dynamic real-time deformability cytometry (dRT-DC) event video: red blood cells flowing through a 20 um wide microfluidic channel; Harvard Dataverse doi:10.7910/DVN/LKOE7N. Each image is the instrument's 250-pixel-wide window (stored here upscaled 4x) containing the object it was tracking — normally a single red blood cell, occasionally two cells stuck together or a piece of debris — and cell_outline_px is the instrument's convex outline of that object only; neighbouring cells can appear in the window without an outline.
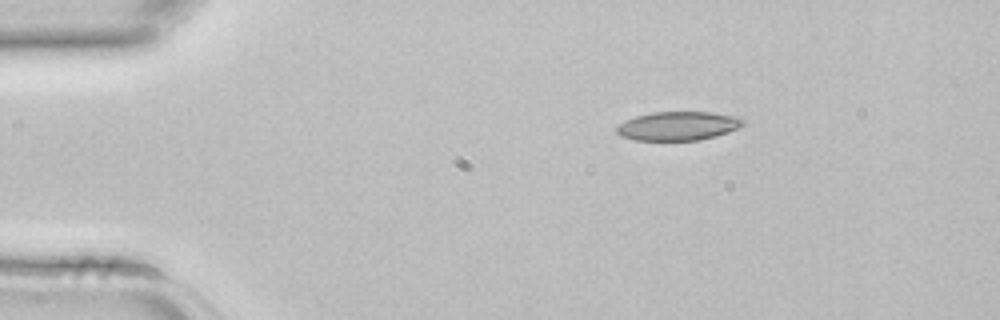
{"species": "common noctule bat (a hibernating species)", "species_latin": "Nyctalus noctula", "temperature_condition": "room temperature", "stored_images_in_passage": 2, "camera_frame_rate_fps": 3000, "um_per_image_px": 0.085, "animal": {"sex": "female", "body_mass_g": 22.7, "forearm_length_mm": 54.2}, "frame": {"image": 1, "passage_image": 1, "time_ms": 0.0, "image_size_px": [1000, 320], "cell_outline_px": [[744, 124], [728, 132], [716, 136], [700, 140], [636, 140], [620, 136], [616, 132], [616, 128], [620, 124], [636, 116], [652, 112], [712, 112], [740, 116], [744, 120]], "centroid_in_image_um": [57.67, 10.7], "position_along_channel_um": 27.3, "area_um2": 21.21}}